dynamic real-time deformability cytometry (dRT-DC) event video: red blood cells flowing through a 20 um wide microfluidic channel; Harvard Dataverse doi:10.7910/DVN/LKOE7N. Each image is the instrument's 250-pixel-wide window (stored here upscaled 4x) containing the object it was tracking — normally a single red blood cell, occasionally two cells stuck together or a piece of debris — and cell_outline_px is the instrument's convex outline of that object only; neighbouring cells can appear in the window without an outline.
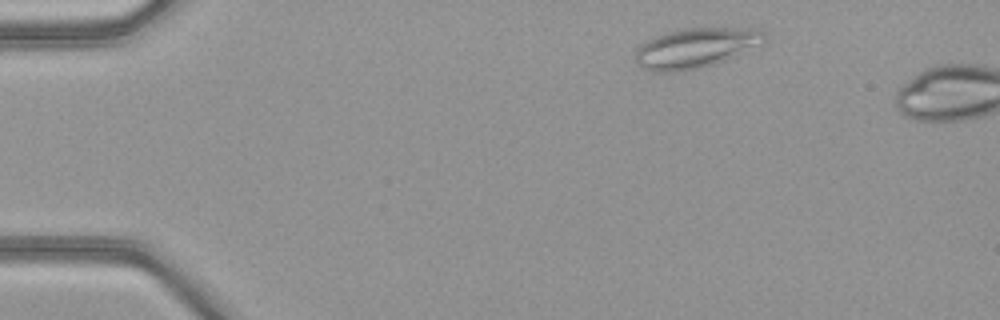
{"species": "common noctule bat (a hibernating species)", "species_latin": "Nyctalus noctula", "temperature_condition": "warm", "stored_images_in_passage": 3, "camera_frame_rate_fps": 3000, "um_per_image_px": 0.085, "animal": {"sex": "female", "body_mass_g": 21.9}, "frame": {"image": 1, "passage_image": 1, "time_ms": 0.0, "image_size_px": [1000, 320], "cell_outline_px": [[768, 36], [764, 44], [716, 64], [700, 68], [676, 72], [652, 72], [636, 64], [636, 48], [644, 40], [664, 32], [684, 28], [760, 28]], "centroid_in_image_um": [59.15, 4.07], "position_along_channel_um": 25.9, "area_um2": 30.69}}